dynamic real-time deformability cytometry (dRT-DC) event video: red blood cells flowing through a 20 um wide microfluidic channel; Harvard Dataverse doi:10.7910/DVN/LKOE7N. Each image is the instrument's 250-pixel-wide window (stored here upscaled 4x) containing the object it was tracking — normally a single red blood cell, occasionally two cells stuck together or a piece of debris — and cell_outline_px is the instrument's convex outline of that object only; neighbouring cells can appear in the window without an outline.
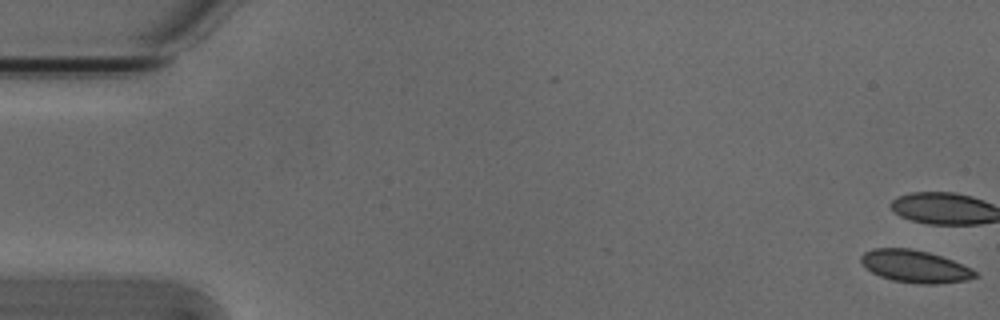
{"species": "Egyptian fruit bat (a non-hibernating species)", "species_latin": "Rousettus aegyptiacus", "temperature_condition": "cold", "stored_images_in_passage": 7, "camera_frame_rate_fps": 3000, "um_per_image_px": 0.085, "animal": {"sex": "male"}, "frame": {"image": 1, "passage_image": 1, "time_ms": 0.0, "image_size_px": [1000, 320], "cell_outline_px": [[980, 276], [968, 280], [936, 284], [920, 284], [892, 280], [880, 276], [872, 272], [860, 260], [860, 256], [864, 252], [872, 248], [912, 248], [928, 252], [952, 260], [972, 268]], "centroid_in_image_um": [77.8, 22.64], "position_along_channel_um": 7.2, "area_um2": 21.56}}